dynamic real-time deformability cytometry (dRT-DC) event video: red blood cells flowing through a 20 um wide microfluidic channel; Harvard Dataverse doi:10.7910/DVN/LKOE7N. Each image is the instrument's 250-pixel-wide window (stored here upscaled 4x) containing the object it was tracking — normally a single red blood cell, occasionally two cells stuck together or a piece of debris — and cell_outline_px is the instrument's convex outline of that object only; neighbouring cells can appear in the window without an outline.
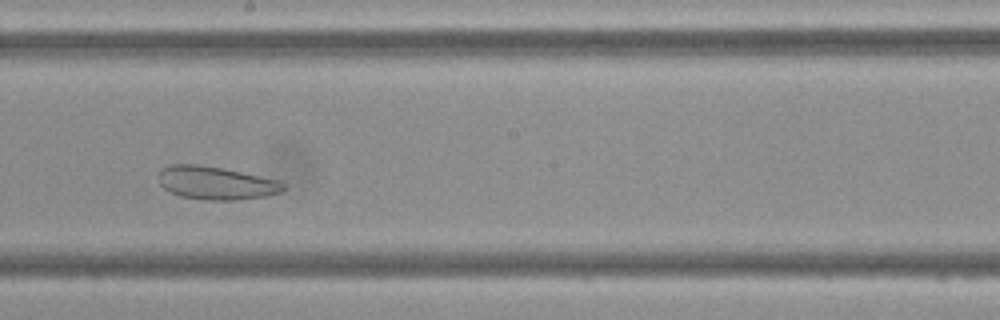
{"species": "Egyptian fruit bat (a non-hibernating species)", "species_latin": "Rousettus aegyptiacus", "temperature_condition": "cold", "stored_images_in_passage": 42, "camera_frame_rate_fps": 3000, "um_per_image_px": 0.085, "frame": {"image": 1, "passage_image": 21, "time_ms": 6.667, "image_size_px": [1000, 320], "cell_outline_px": [[288, 188], [280, 192], [264, 196], [236, 200], [204, 200], [180, 196], [168, 192], [160, 184], [160, 168], [168, 164], [200, 164], [280, 180], [288, 184]], "centroid_in_image_um": [18.37, 15.55], "position_along_channel_um": 229.8, "area_um2": 24.28}}
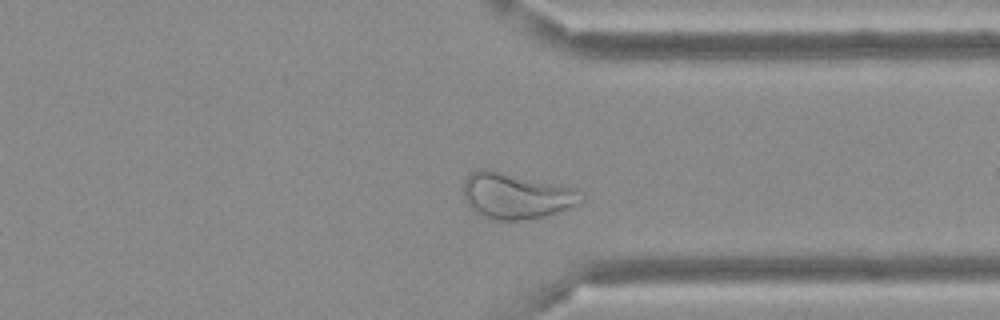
{"frame": {"image": 2, "passage_image": 31, "time_ms": 10.0, "image_size_px": [1000, 320], "cell_outline_px": [[584, 200], [580, 204], [544, 216], [516, 220], [500, 220], [480, 216], [464, 200], [460, 188], [464, 180], [472, 172], [480, 168], [492, 168], [576, 188]], "centroid_in_image_um": [43.81, 16.6], "position_along_channel_um": 367.6, "area_um2": 32.02}}
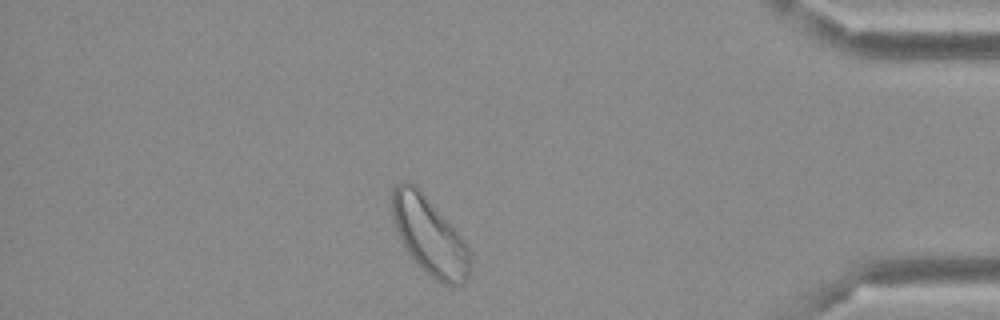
{"frame": {"image": 3, "passage_image": 36, "time_ms": 11.667, "image_size_px": [1000, 320], "cell_outline_px": [[472, 268], [468, 280], [452, 288], [436, 280], [424, 272], [408, 252], [396, 228], [392, 216], [392, 188], [396, 184], [404, 180], [408, 180], [420, 188], [460, 236], [468, 248], [472, 260]], "centroid_in_image_um": [36.52, 20.07], "position_along_channel_um": 398.7, "area_um2": 35.37}}